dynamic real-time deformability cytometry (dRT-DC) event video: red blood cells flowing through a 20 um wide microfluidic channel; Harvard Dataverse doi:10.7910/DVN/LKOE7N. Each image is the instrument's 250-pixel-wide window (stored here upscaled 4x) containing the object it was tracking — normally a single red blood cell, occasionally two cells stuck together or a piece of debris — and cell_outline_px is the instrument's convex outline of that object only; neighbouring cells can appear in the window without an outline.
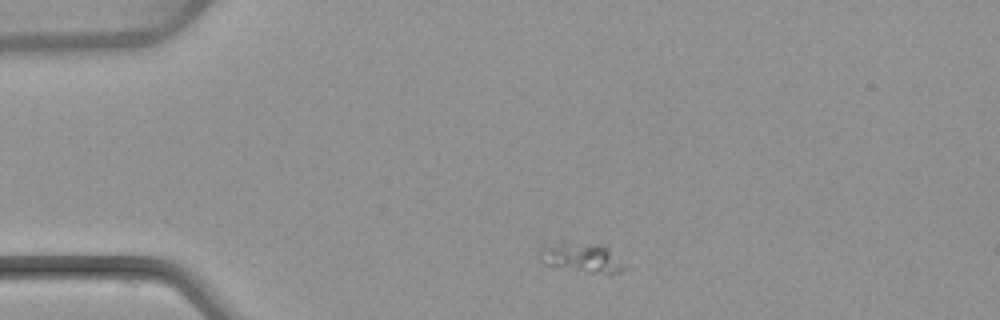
{"species": "common noctule bat (a hibernating species)", "species_latin": "Nyctalus noctula", "temperature_condition": "warm", "stored_images_in_passage": 3, "camera_frame_rate_fps": 3000, "um_per_image_px": 0.085, "animal": {"sex": "female", "body_mass_g": 22.7, "forearm_length_mm": 54.2}, "frame": {"image": 1, "passage_image": 1, "time_ms": 0.0, "image_size_px": [1000, 320], "cell_outline_px": [[624, 268], [620, 272], [592, 272], [544, 264], [540, 260], [540, 240], [568, 240], [600, 244], [608, 248]], "centroid_in_image_um": [49.21, 21.77], "position_along_channel_um": 35.8, "area_um2": 14.8}}
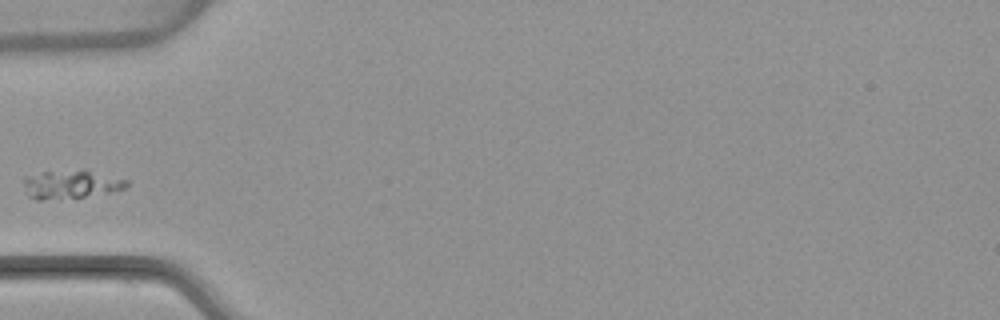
{"frame": {"image": 2, "passage_image": 3, "time_ms": 2.333, "image_size_px": [1000, 320], "cell_outline_px": [[128, 184], [124, 188], [108, 192], [84, 196], [40, 200], [36, 200], [28, 196], [24, 192], [24, 176], [44, 172], [84, 168], [128, 180]], "centroid_in_image_um": [5.99, 15.64], "position_along_channel_um": 79.0, "area_um2": 17.17}}